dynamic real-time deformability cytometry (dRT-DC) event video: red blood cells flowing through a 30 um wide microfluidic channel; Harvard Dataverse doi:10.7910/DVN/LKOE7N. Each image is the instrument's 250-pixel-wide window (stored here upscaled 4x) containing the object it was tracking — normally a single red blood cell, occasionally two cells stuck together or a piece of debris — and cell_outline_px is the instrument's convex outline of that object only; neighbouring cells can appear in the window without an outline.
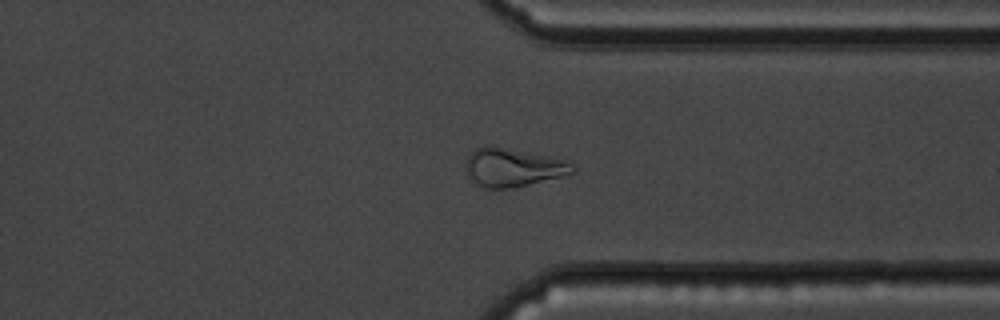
{"species": "common noctule bat (a hibernating species)", "species_latin": "Nyctalus noctula", "temperature_condition": "cold", "stored_images_in_passage": 61, "camera_frame_rate_fps": 3000, "um_per_image_px": 0.085, "animal": {"sex": "male", "body_mass_g": 19.5, "forearm_length_mm": 54.6}, "frame": {"image": 1, "passage_image": 46, "time_ms": 15.0, "image_size_px": [1000, 320], "cell_outline_px": [[576, 172], [512, 188], [484, 188], [476, 184], [472, 180], [464, 168], [464, 164], [468, 156], [476, 148], [488, 144], [492, 144], [568, 160], [576, 168]], "centroid_in_image_um": [43.57, 14.2], "position_along_channel_um": 367.8, "area_um2": 24.16}}
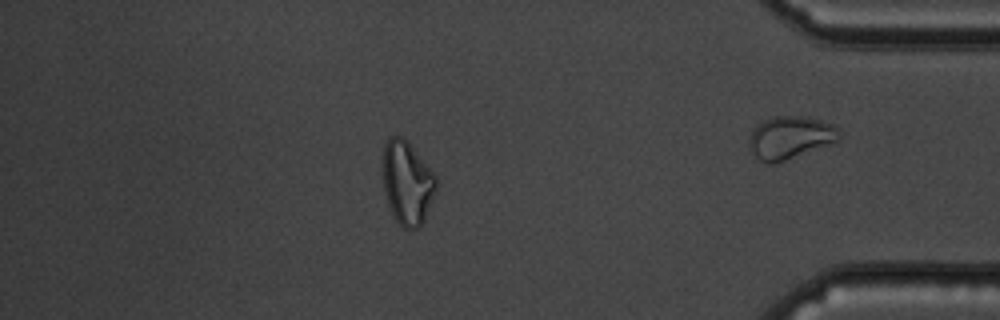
{"frame": {"image": 2, "passage_image": 52, "time_ms": 17.0, "image_size_px": [1000, 320], "cell_outline_px": [[436, 188], [424, 220], [420, 228], [404, 228], [396, 220], [388, 204], [384, 192], [384, 144], [388, 136], [400, 136], [412, 148], [436, 176]], "centroid_in_image_um": [34.6, 15.56], "position_along_channel_um": 400.6, "area_um2": 25.2}, "authors_computed_cell_mechanics": {"area_um2": 23.5246, "velocity_mm_per_s": 3.3829, "shape_relaxation_time_tau1_ms": null, "shape_relaxation_time_tau2_ms": 8.2079, "deformation_change_tau1": null, "deformation_change_tau2": 0.1945}}